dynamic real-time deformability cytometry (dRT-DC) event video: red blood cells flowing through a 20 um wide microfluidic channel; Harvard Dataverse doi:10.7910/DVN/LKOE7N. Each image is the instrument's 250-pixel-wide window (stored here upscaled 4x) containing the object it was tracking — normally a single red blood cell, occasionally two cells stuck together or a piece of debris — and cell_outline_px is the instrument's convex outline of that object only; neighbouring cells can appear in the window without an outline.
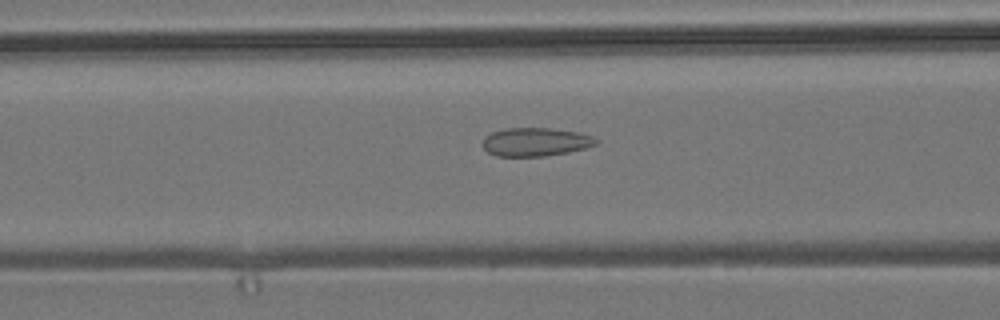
{"species": "common noctule bat (a hibernating species)", "species_latin": "Nyctalus noctula", "temperature_condition": "room temperature", "stored_images_in_passage": 47, "camera_frame_rate_fps": 3000, "um_per_image_px": 0.085, "animal": {"sex": "male", "body_mass_g": 19.2, "forearm_length_mm": 51.8}, "frame": {"image": 1, "passage_image": 18, "time_ms": 5.667, "image_size_px": [1000, 320], "cell_outline_px": [[600, 140], [596, 144], [588, 148], [568, 152], [544, 156], [496, 156], [488, 152], [480, 144], [484, 136], [492, 132], [504, 128], [552, 128], [576, 132], [592, 136]], "centroid_in_image_um": [45.5, 12.06], "position_along_channel_um": 121.1, "area_um2": 19.02}}
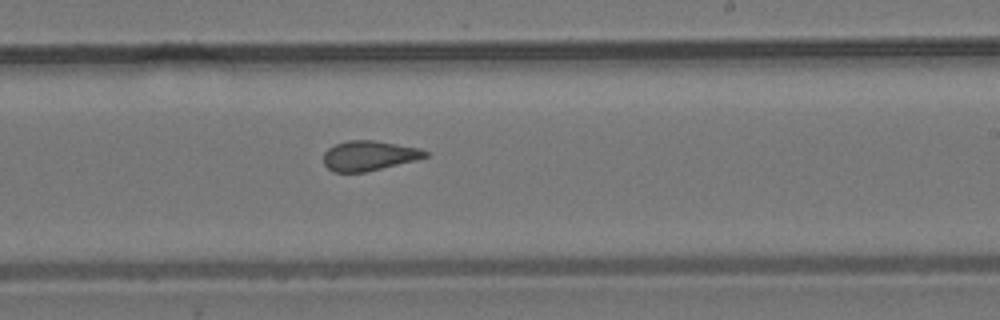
{"frame": {"image": 2, "passage_image": 29, "time_ms": 9.333, "image_size_px": [1000, 320], "cell_outline_px": [[428, 156], [416, 160], [364, 172], [332, 172], [324, 164], [324, 152], [328, 148], [336, 144], [348, 140], [372, 140], [420, 148], [428, 152]], "centroid_in_image_um": [31.35, 13.23], "position_along_channel_um": 257.7, "area_um2": 17.57}}
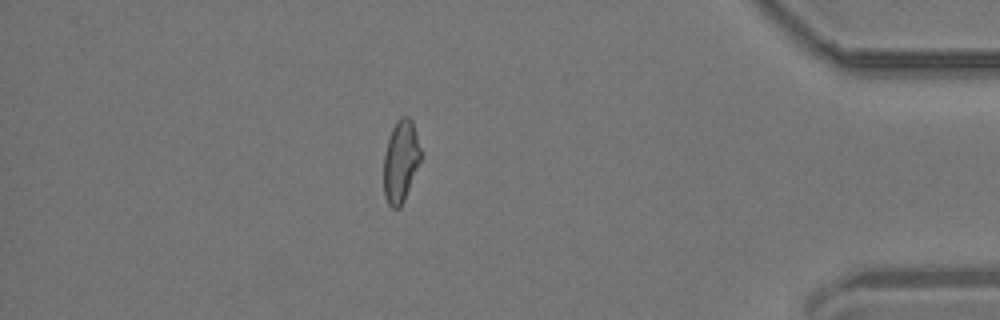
{"frame": {"image": 3, "passage_image": 44, "time_ms": 14.333, "image_size_px": [1000, 320], "cell_outline_px": [[420, 160], [404, 200], [400, 208], [392, 208], [388, 204], [384, 196], [384, 156], [388, 140], [392, 128], [396, 120], [400, 116], [408, 116], [412, 120], [420, 148]], "centroid_in_image_um": [34.04, 13.7], "position_along_channel_um": 401.2, "area_um2": 17.46}}